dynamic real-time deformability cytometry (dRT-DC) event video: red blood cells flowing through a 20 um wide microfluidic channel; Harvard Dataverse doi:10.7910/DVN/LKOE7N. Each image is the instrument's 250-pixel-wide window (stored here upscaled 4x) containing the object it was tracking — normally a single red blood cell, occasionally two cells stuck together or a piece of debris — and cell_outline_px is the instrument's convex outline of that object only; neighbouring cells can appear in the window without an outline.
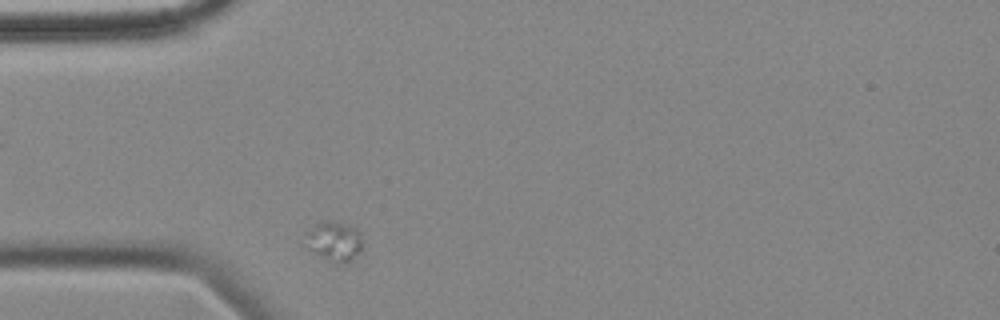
{"species": "common noctule bat (a hibernating species)", "species_latin": "Nyctalus noctula", "temperature_condition": "cold", "stored_images_in_passage": 5, "camera_frame_rate_fps": 3000, "um_per_image_px": 0.085, "animal": {"sex": "female", "body_mass_g": 18.4}, "frame": {"image": 1, "passage_image": 5, "time_ms": 5.333, "image_size_px": [1000, 320], "cell_outline_px": [[360, 252], [348, 260], [328, 260], [308, 248], [304, 232], [320, 220], [328, 220], [344, 224], [356, 228], [360, 232]], "centroid_in_image_um": [28.35, 20.42], "position_along_channel_um": 56.7, "area_um2": 12.66}}